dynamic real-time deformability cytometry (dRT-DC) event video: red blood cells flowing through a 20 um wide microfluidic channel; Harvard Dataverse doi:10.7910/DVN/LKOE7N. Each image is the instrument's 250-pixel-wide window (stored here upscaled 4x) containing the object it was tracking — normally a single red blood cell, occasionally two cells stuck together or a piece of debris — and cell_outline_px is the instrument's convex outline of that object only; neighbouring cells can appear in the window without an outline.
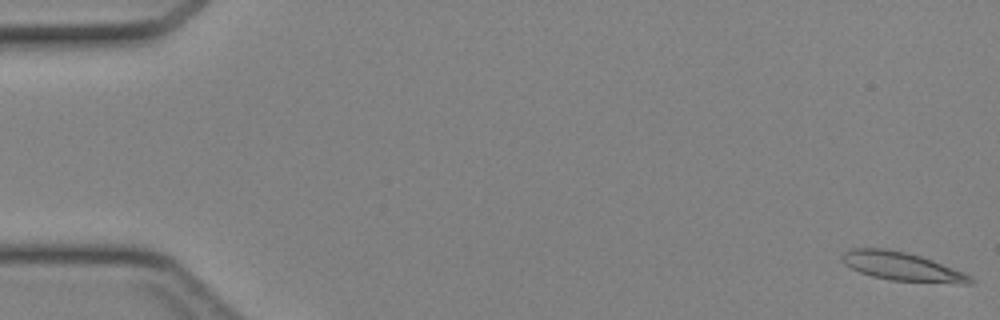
{"species": "Egyptian fruit bat (a non-hibernating species)", "species_latin": "Rousettus aegyptiacus", "temperature_condition": "cold", "stored_images_in_passage": 46, "camera_frame_rate_fps": 3000, "um_per_image_px": 0.085, "animal": {"sex": "female"}, "frame": {"image": 1, "passage_image": 1, "time_ms": 0.0, "image_size_px": [1000, 320], "cell_outline_px": [[976, 280], [972, 284], [960, 284], [892, 280], [872, 276], [860, 272], [844, 264], [840, 260], [840, 256], [848, 248], [888, 248], [920, 256], [932, 260], [964, 272], [972, 276]], "centroid_in_image_um": [76.68, 22.65], "position_along_channel_um": 8.3, "area_um2": 21.56}}
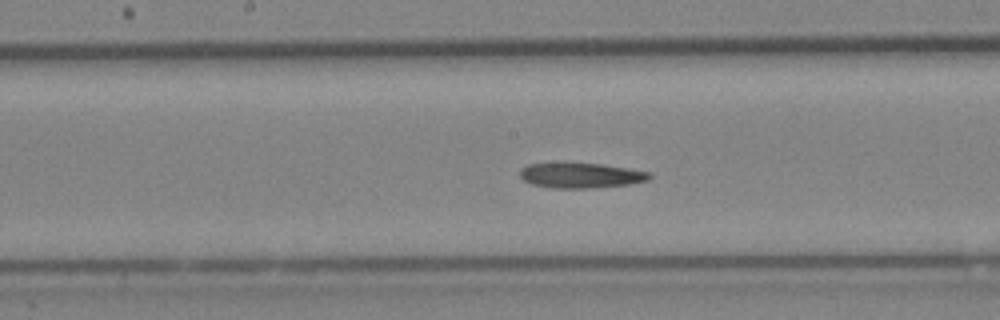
{"frame": {"image": 2, "passage_image": 24, "time_ms": 7.667, "image_size_px": [1000, 320], "cell_outline_px": [[652, 176], [648, 180], [628, 184], [592, 188], [552, 188], [532, 184], [524, 180], [520, 176], [520, 168], [528, 164], [600, 164], [652, 172]], "centroid_in_image_um": [49.38, 14.92], "position_along_channel_um": 198.8, "area_um2": 18.67}}
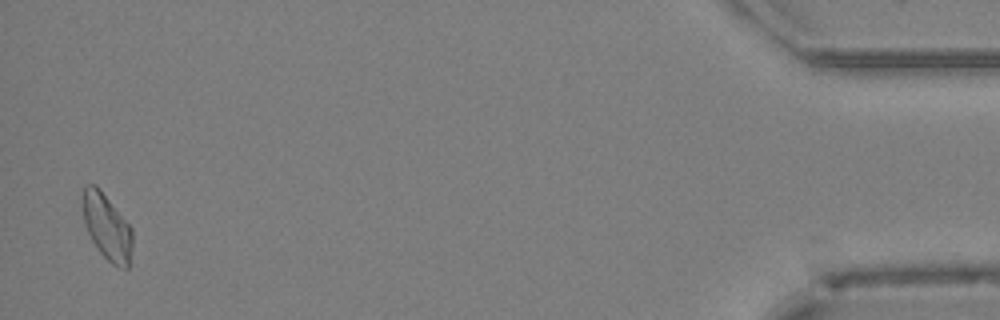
{"frame": {"image": 3, "passage_image": 45, "time_ms": 14.667, "image_size_px": [1000, 320], "cell_outline_px": [[132, 248], [128, 272], [112, 264], [100, 252], [92, 240], [88, 232], [84, 220], [80, 204], [84, 184], [96, 184], [100, 188], [132, 228]], "centroid_in_image_um": [9.08, 19.27], "position_along_channel_um": 426.1, "area_um2": 19.54}}